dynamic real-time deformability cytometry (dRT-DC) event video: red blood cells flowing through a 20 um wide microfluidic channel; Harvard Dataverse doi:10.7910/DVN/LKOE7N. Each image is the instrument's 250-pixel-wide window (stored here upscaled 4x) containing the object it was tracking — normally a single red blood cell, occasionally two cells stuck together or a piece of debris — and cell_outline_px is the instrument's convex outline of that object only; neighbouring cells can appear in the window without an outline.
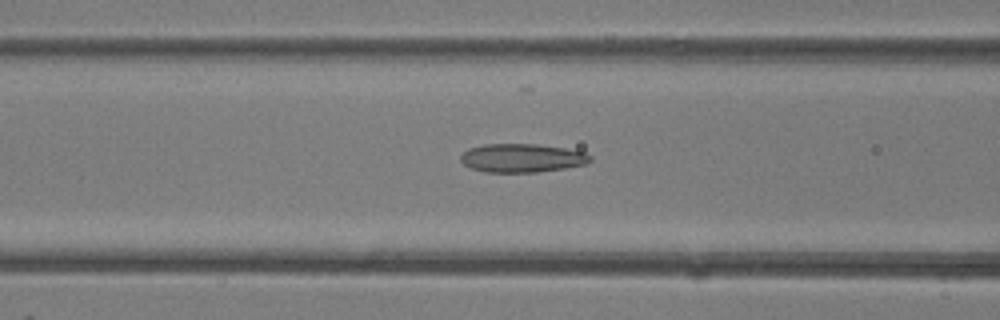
{"species": "common noctule bat (a hibernating species)", "species_latin": "Nyctalus noctula", "temperature_condition": "room temperature", "stored_images_in_passage": 26, "camera_frame_rate_fps": 3000, "um_per_image_px": 0.085, "animal": {"sex": "female"}, "frame": {"image": 1, "passage_image": 11, "time_ms": 3.333, "image_size_px": [1000, 320], "cell_outline_px": [[592, 160], [588, 164], [564, 168], [536, 172], [484, 172], [472, 168], [464, 164], [460, 160], [460, 156], [468, 148], [484, 144], [536, 144], [564, 148], [584, 152], [592, 156]], "centroid_in_image_um": [44.38, 13.43], "position_along_channel_um": 122.2, "area_um2": 21.62}}
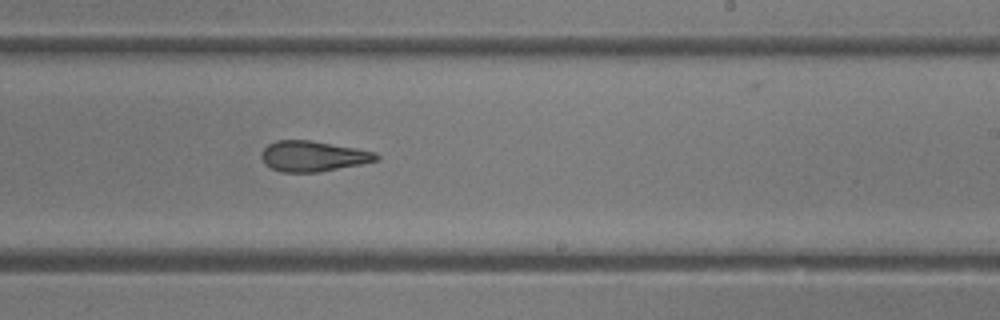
{"frame": {"image": 2, "passage_image": 19, "time_ms": 6.0, "image_size_px": [1000, 320], "cell_outline_px": [[380, 156], [376, 160], [360, 164], [320, 172], [280, 172], [264, 164], [260, 156], [264, 148], [268, 144], [276, 140], [312, 140], [356, 148], [376, 152]], "centroid_in_image_um": [26.58, 13.27], "position_along_channel_um": 262.4, "area_um2": 20.46}}
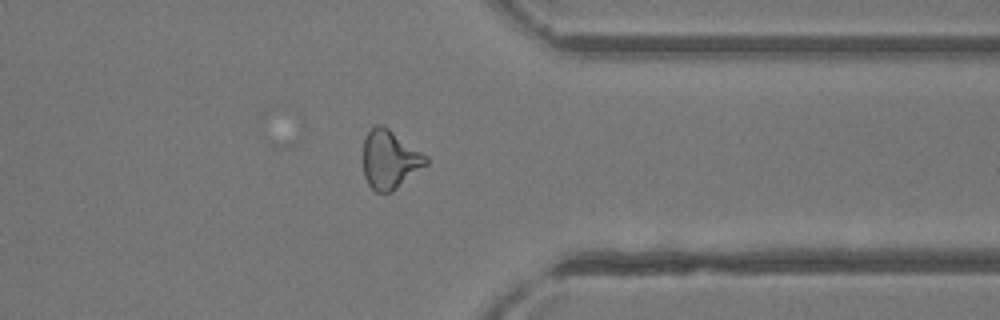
{"frame": {"image": 3, "passage_image": 26, "time_ms": 8.333, "image_size_px": [1000, 320], "cell_outline_px": [[428, 164], [392, 192], [376, 192], [368, 184], [364, 176], [364, 140], [368, 132], [376, 124], [380, 124], [388, 128], [428, 156]], "centroid_in_image_um": [33.15, 13.57], "position_along_channel_um": 378.3, "area_um2": 21.33}}